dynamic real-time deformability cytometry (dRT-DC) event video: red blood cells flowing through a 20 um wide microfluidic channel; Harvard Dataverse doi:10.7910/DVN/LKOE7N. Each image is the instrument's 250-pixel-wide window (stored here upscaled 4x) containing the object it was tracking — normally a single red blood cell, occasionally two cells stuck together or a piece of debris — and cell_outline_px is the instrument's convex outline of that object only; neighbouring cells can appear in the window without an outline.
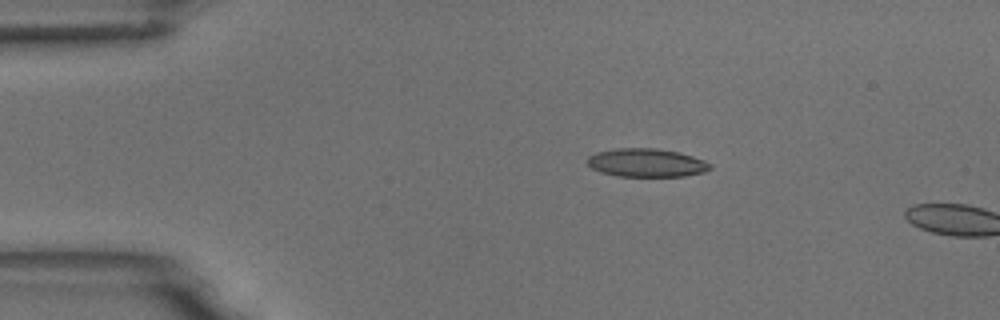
{"species": "common noctule bat (a hibernating species)", "species_latin": "Nyctalus noctula", "temperature_condition": "room temperature", "stored_images_in_passage": 2, "camera_frame_rate_fps": 3000, "um_per_image_px": 0.085, "animal": {"sex": "male", "body_mass_g": 18.8}, "frame": {"image": 1, "passage_image": 1, "time_ms": 0.0, "image_size_px": [1000, 320], "cell_outline_px": [[712, 168], [704, 172], [684, 176], [616, 176], [600, 172], [592, 168], [588, 164], [588, 156], [596, 152], [616, 148], [656, 148], [680, 152], [704, 160], [712, 164]], "centroid_in_image_um": [54.96, 13.83], "position_along_channel_um": 30.0, "area_um2": 20.4}}